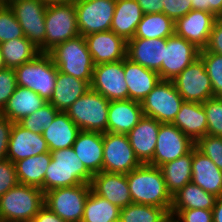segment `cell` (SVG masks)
<instances>
[{"label":"cell","instance_id":"f1b7e54d","mask_svg":"<svg viewBox=\"0 0 222 222\" xmlns=\"http://www.w3.org/2000/svg\"><path fill=\"white\" fill-rule=\"evenodd\" d=\"M81 130L66 112L60 111L47 129L42 131L49 151L70 148Z\"/></svg>","mask_w":222,"mask_h":222},{"label":"cell","instance_id":"5b68a950","mask_svg":"<svg viewBox=\"0 0 222 222\" xmlns=\"http://www.w3.org/2000/svg\"><path fill=\"white\" fill-rule=\"evenodd\" d=\"M14 71L18 86L34 91L47 102L50 100L56 86L58 68L48 53L38 54Z\"/></svg>","mask_w":222,"mask_h":222},{"label":"cell","instance_id":"83f0119b","mask_svg":"<svg viewBox=\"0 0 222 222\" xmlns=\"http://www.w3.org/2000/svg\"><path fill=\"white\" fill-rule=\"evenodd\" d=\"M46 103L47 101L34 91L17 85L0 114L13 123H18Z\"/></svg>","mask_w":222,"mask_h":222},{"label":"cell","instance_id":"4dcf8cb0","mask_svg":"<svg viewBox=\"0 0 222 222\" xmlns=\"http://www.w3.org/2000/svg\"><path fill=\"white\" fill-rule=\"evenodd\" d=\"M143 12L136 0H116L111 29L126 41L134 37Z\"/></svg>","mask_w":222,"mask_h":222},{"label":"cell","instance_id":"11a10c76","mask_svg":"<svg viewBox=\"0 0 222 222\" xmlns=\"http://www.w3.org/2000/svg\"><path fill=\"white\" fill-rule=\"evenodd\" d=\"M192 10L208 12V0H191Z\"/></svg>","mask_w":222,"mask_h":222},{"label":"cell","instance_id":"cb8c5ba5","mask_svg":"<svg viewBox=\"0 0 222 222\" xmlns=\"http://www.w3.org/2000/svg\"><path fill=\"white\" fill-rule=\"evenodd\" d=\"M143 116L141 102L130 99L110 101L107 132L127 135Z\"/></svg>","mask_w":222,"mask_h":222},{"label":"cell","instance_id":"680465c9","mask_svg":"<svg viewBox=\"0 0 222 222\" xmlns=\"http://www.w3.org/2000/svg\"><path fill=\"white\" fill-rule=\"evenodd\" d=\"M163 222H179L174 216L169 215Z\"/></svg>","mask_w":222,"mask_h":222},{"label":"cell","instance_id":"74e56055","mask_svg":"<svg viewBox=\"0 0 222 222\" xmlns=\"http://www.w3.org/2000/svg\"><path fill=\"white\" fill-rule=\"evenodd\" d=\"M170 213L153 205L130 204L120 210L121 222H163Z\"/></svg>","mask_w":222,"mask_h":222},{"label":"cell","instance_id":"7dc6e473","mask_svg":"<svg viewBox=\"0 0 222 222\" xmlns=\"http://www.w3.org/2000/svg\"><path fill=\"white\" fill-rule=\"evenodd\" d=\"M175 218L179 222H213V212L207 209H183Z\"/></svg>","mask_w":222,"mask_h":222},{"label":"cell","instance_id":"44dd1931","mask_svg":"<svg viewBox=\"0 0 222 222\" xmlns=\"http://www.w3.org/2000/svg\"><path fill=\"white\" fill-rule=\"evenodd\" d=\"M167 39L132 38L127 41V58L132 62L158 72L161 78V65L164 60Z\"/></svg>","mask_w":222,"mask_h":222},{"label":"cell","instance_id":"d6a6232c","mask_svg":"<svg viewBox=\"0 0 222 222\" xmlns=\"http://www.w3.org/2000/svg\"><path fill=\"white\" fill-rule=\"evenodd\" d=\"M51 160L49 151L17 161L15 168L18 183L38 187L44 192V176Z\"/></svg>","mask_w":222,"mask_h":222},{"label":"cell","instance_id":"30bf717a","mask_svg":"<svg viewBox=\"0 0 222 222\" xmlns=\"http://www.w3.org/2000/svg\"><path fill=\"white\" fill-rule=\"evenodd\" d=\"M184 100L172 81L161 80L141 102L143 114L160 123H173Z\"/></svg>","mask_w":222,"mask_h":222},{"label":"cell","instance_id":"7bdbcfd3","mask_svg":"<svg viewBox=\"0 0 222 222\" xmlns=\"http://www.w3.org/2000/svg\"><path fill=\"white\" fill-rule=\"evenodd\" d=\"M194 147L209 157L222 171V137L206 134L195 142Z\"/></svg>","mask_w":222,"mask_h":222},{"label":"cell","instance_id":"9c48e42d","mask_svg":"<svg viewBox=\"0 0 222 222\" xmlns=\"http://www.w3.org/2000/svg\"><path fill=\"white\" fill-rule=\"evenodd\" d=\"M45 25V53L56 45L80 35L74 3L47 5Z\"/></svg>","mask_w":222,"mask_h":222},{"label":"cell","instance_id":"603a6c76","mask_svg":"<svg viewBox=\"0 0 222 222\" xmlns=\"http://www.w3.org/2000/svg\"><path fill=\"white\" fill-rule=\"evenodd\" d=\"M123 69L130 100L142 102L161 81L158 72L134 63L127 57L123 59Z\"/></svg>","mask_w":222,"mask_h":222},{"label":"cell","instance_id":"2e32d148","mask_svg":"<svg viewBox=\"0 0 222 222\" xmlns=\"http://www.w3.org/2000/svg\"><path fill=\"white\" fill-rule=\"evenodd\" d=\"M199 53V48L175 33L168 37L161 65V80L172 81L199 57Z\"/></svg>","mask_w":222,"mask_h":222},{"label":"cell","instance_id":"6f0895ef","mask_svg":"<svg viewBox=\"0 0 222 222\" xmlns=\"http://www.w3.org/2000/svg\"><path fill=\"white\" fill-rule=\"evenodd\" d=\"M3 69H6V65L4 63V59H3V56H2V51H1V48H0V70H3Z\"/></svg>","mask_w":222,"mask_h":222},{"label":"cell","instance_id":"7c38bea8","mask_svg":"<svg viewBox=\"0 0 222 222\" xmlns=\"http://www.w3.org/2000/svg\"><path fill=\"white\" fill-rule=\"evenodd\" d=\"M140 165L126 134L103 133L102 171L127 174Z\"/></svg>","mask_w":222,"mask_h":222},{"label":"cell","instance_id":"3957f363","mask_svg":"<svg viewBox=\"0 0 222 222\" xmlns=\"http://www.w3.org/2000/svg\"><path fill=\"white\" fill-rule=\"evenodd\" d=\"M48 54L59 72L91 83L94 63L84 36L78 35L60 43Z\"/></svg>","mask_w":222,"mask_h":222},{"label":"cell","instance_id":"f35d334b","mask_svg":"<svg viewBox=\"0 0 222 222\" xmlns=\"http://www.w3.org/2000/svg\"><path fill=\"white\" fill-rule=\"evenodd\" d=\"M59 112L50 102H47L40 109L24 117L18 123L34 133H42L43 130L51 125Z\"/></svg>","mask_w":222,"mask_h":222},{"label":"cell","instance_id":"484cf974","mask_svg":"<svg viewBox=\"0 0 222 222\" xmlns=\"http://www.w3.org/2000/svg\"><path fill=\"white\" fill-rule=\"evenodd\" d=\"M72 148L92 175L102 171L103 133L81 130Z\"/></svg>","mask_w":222,"mask_h":222},{"label":"cell","instance_id":"8fae6325","mask_svg":"<svg viewBox=\"0 0 222 222\" xmlns=\"http://www.w3.org/2000/svg\"><path fill=\"white\" fill-rule=\"evenodd\" d=\"M74 5L80 35L111 29L116 0H77Z\"/></svg>","mask_w":222,"mask_h":222},{"label":"cell","instance_id":"4fadbf2b","mask_svg":"<svg viewBox=\"0 0 222 222\" xmlns=\"http://www.w3.org/2000/svg\"><path fill=\"white\" fill-rule=\"evenodd\" d=\"M184 101L203 103L213 96L205 64L200 57L172 80Z\"/></svg>","mask_w":222,"mask_h":222},{"label":"cell","instance_id":"681fc988","mask_svg":"<svg viewBox=\"0 0 222 222\" xmlns=\"http://www.w3.org/2000/svg\"><path fill=\"white\" fill-rule=\"evenodd\" d=\"M13 122L0 114V161L7 159L8 142Z\"/></svg>","mask_w":222,"mask_h":222},{"label":"cell","instance_id":"ba28073f","mask_svg":"<svg viewBox=\"0 0 222 222\" xmlns=\"http://www.w3.org/2000/svg\"><path fill=\"white\" fill-rule=\"evenodd\" d=\"M90 184L60 187L44 193V205L66 222H81Z\"/></svg>","mask_w":222,"mask_h":222},{"label":"cell","instance_id":"f546056e","mask_svg":"<svg viewBox=\"0 0 222 222\" xmlns=\"http://www.w3.org/2000/svg\"><path fill=\"white\" fill-rule=\"evenodd\" d=\"M89 90L90 84L87 81L58 71L56 86L48 102L58 111L65 112L79 97Z\"/></svg>","mask_w":222,"mask_h":222},{"label":"cell","instance_id":"9a60e30c","mask_svg":"<svg viewBox=\"0 0 222 222\" xmlns=\"http://www.w3.org/2000/svg\"><path fill=\"white\" fill-rule=\"evenodd\" d=\"M90 89L102 94L109 101L127 100L123 60L94 65Z\"/></svg>","mask_w":222,"mask_h":222},{"label":"cell","instance_id":"f5cc1de1","mask_svg":"<svg viewBox=\"0 0 222 222\" xmlns=\"http://www.w3.org/2000/svg\"><path fill=\"white\" fill-rule=\"evenodd\" d=\"M208 12L222 18V0H208Z\"/></svg>","mask_w":222,"mask_h":222},{"label":"cell","instance_id":"52a82bcc","mask_svg":"<svg viewBox=\"0 0 222 222\" xmlns=\"http://www.w3.org/2000/svg\"><path fill=\"white\" fill-rule=\"evenodd\" d=\"M22 27L24 36L45 53V14L47 5L40 0H6Z\"/></svg>","mask_w":222,"mask_h":222},{"label":"cell","instance_id":"ac0fdd59","mask_svg":"<svg viewBox=\"0 0 222 222\" xmlns=\"http://www.w3.org/2000/svg\"><path fill=\"white\" fill-rule=\"evenodd\" d=\"M217 19L212 13L191 10L175 21V34L203 50Z\"/></svg>","mask_w":222,"mask_h":222},{"label":"cell","instance_id":"f6af8a7d","mask_svg":"<svg viewBox=\"0 0 222 222\" xmlns=\"http://www.w3.org/2000/svg\"><path fill=\"white\" fill-rule=\"evenodd\" d=\"M17 184L15 164L8 159L0 161V197Z\"/></svg>","mask_w":222,"mask_h":222},{"label":"cell","instance_id":"e575fe53","mask_svg":"<svg viewBox=\"0 0 222 222\" xmlns=\"http://www.w3.org/2000/svg\"><path fill=\"white\" fill-rule=\"evenodd\" d=\"M175 33V22L164 13L143 14L133 38L167 39Z\"/></svg>","mask_w":222,"mask_h":222},{"label":"cell","instance_id":"1f68e13d","mask_svg":"<svg viewBox=\"0 0 222 222\" xmlns=\"http://www.w3.org/2000/svg\"><path fill=\"white\" fill-rule=\"evenodd\" d=\"M216 198L215 195L190 182L172 195L170 215L175 217L183 209L212 210Z\"/></svg>","mask_w":222,"mask_h":222},{"label":"cell","instance_id":"60d3db41","mask_svg":"<svg viewBox=\"0 0 222 222\" xmlns=\"http://www.w3.org/2000/svg\"><path fill=\"white\" fill-rule=\"evenodd\" d=\"M199 57L205 64L211 81L213 96L222 97V55L212 52H200Z\"/></svg>","mask_w":222,"mask_h":222},{"label":"cell","instance_id":"91938a15","mask_svg":"<svg viewBox=\"0 0 222 222\" xmlns=\"http://www.w3.org/2000/svg\"><path fill=\"white\" fill-rule=\"evenodd\" d=\"M112 222H121V221H120V219H117V220H115V221H112Z\"/></svg>","mask_w":222,"mask_h":222},{"label":"cell","instance_id":"d6986e66","mask_svg":"<svg viewBox=\"0 0 222 222\" xmlns=\"http://www.w3.org/2000/svg\"><path fill=\"white\" fill-rule=\"evenodd\" d=\"M49 152L42 133H34L19 123H13L7 150V159L14 164L25 158Z\"/></svg>","mask_w":222,"mask_h":222},{"label":"cell","instance_id":"e0dca14e","mask_svg":"<svg viewBox=\"0 0 222 222\" xmlns=\"http://www.w3.org/2000/svg\"><path fill=\"white\" fill-rule=\"evenodd\" d=\"M84 37L94 65L117 62L127 57V41L112 30Z\"/></svg>","mask_w":222,"mask_h":222},{"label":"cell","instance_id":"d4e9b609","mask_svg":"<svg viewBox=\"0 0 222 222\" xmlns=\"http://www.w3.org/2000/svg\"><path fill=\"white\" fill-rule=\"evenodd\" d=\"M192 183L219 197L222 195V171L207 156L192 149Z\"/></svg>","mask_w":222,"mask_h":222},{"label":"cell","instance_id":"bcb514c9","mask_svg":"<svg viewBox=\"0 0 222 222\" xmlns=\"http://www.w3.org/2000/svg\"><path fill=\"white\" fill-rule=\"evenodd\" d=\"M192 10L191 0H165L163 12L174 22Z\"/></svg>","mask_w":222,"mask_h":222},{"label":"cell","instance_id":"7402d4cb","mask_svg":"<svg viewBox=\"0 0 222 222\" xmlns=\"http://www.w3.org/2000/svg\"><path fill=\"white\" fill-rule=\"evenodd\" d=\"M160 122L144 115L127 134L136 158L141 164H149L154 156Z\"/></svg>","mask_w":222,"mask_h":222},{"label":"cell","instance_id":"836d02e7","mask_svg":"<svg viewBox=\"0 0 222 222\" xmlns=\"http://www.w3.org/2000/svg\"><path fill=\"white\" fill-rule=\"evenodd\" d=\"M192 150L178 159L166 162L159 169L165 180L167 191L175 194L192 181Z\"/></svg>","mask_w":222,"mask_h":222},{"label":"cell","instance_id":"b9f144b4","mask_svg":"<svg viewBox=\"0 0 222 222\" xmlns=\"http://www.w3.org/2000/svg\"><path fill=\"white\" fill-rule=\"evenodd\" d=\"M207 118V134L222 137V97H212L202 103Z\"/></svg>","mask_w":222,"mask_h":222},{"label":"cell","instance_id":"f907efd6","mask_svg":"<svg viewBox=\"0 0 222 222\" xmlns=\"http://www.w3.org/2000/svg\"><path fill=\"white\" fill-rule=\"evenodd\" d=\"M143 14L162 13L165 0H136Z\"/></svg>","mask_w":222,"mask_h":222},{"label":"cell","instance_id":"816d5d0a","mask_svg":"<svg viewBox=\"0 0 222 222\" xmlns=\"http://www.w3.org/2000/svg\"><path fill=\"white\" fill-rule=\"evenodd\" d=\"M34 222H66L45 205L33 218Z\"/></svg>","mask_w":222,"mask_h":222},{"label":"cell","instance_id":"d590c367","mask_svg":"<svg viewBox=\"0 0 222 222\" xmlns=\"http://www.w3.org/2000/svg\"><path fill=\"white\" fill-rule=\"evenodd\" d=\"M6 68L15 69L32 61L40 51L26 38H16L0 44Z\"/></svg>","mask_w":222,"mask_h":222},{"label":"cell","instance_id":"8992f818","mask_svg":"<svg viewBox=\"0 0 222 222\" xmlns=\"http://www.w3.org/2000/svg\"><path fill=\"white\" fill-rule=\"evenodd\" d=\"M109 104L102 94L90 89L65 112L80 130L106 133Z\"/></svg>","mask_w":222,"mask_h":222},{"label":"cell","instance_id":"c3c4849f","mask_svg":"<svg viewBox=\"0 0 222 222\" xmlns=\"http://www.w3.org/2000/svg\"><path fill=\"white\" fill-rule=\"evenodd\" d=\"M200 52H212L222 55V18H218L215 21L207 45Z\"/></svg>","mask_w":222,"mask_h":222},{"label":"cell","instance_id":"9f6ffc18","mask_svg":"<svg viewBox=\"0 0 222 222\" xmlns=\"http://www.w3.org/2000/svg\"><path fill=\"white\" fill-rule=\"evenodd\" d=\"M40 1L46 5H51V4L75 3L77 0H40Z\"/></svg>","mask_w":222,"mask_h":222},{"label":"cell","instance_id":"ab89813d","mask_svg":"<svg viewBox=\"0 0 222 222\" xmlns=\"http://www.w3.org/2000/svg\"><path fill=\"white\" fill-rule=\"evenodd\" d=\"M25 37L22 27L12 9L5 1L0 2V44L16 38Z\"/></svg>","mask_w":222,"mask_h":222},{"label":"cell","instance_id":"8d00e7d4","mask_svg":"<svg viewBox=\"0 0 222 222\" xmlns=\"http://www.w3.org/2000/svg\"><path fill=\"white\" fill-rule=\"evenodd\" d=\"M120 208L90 191L81 222H112L120 217Z\"/></svg>","mask_w":222,"mask_h":222},{"label":"cell","instance_id":"7a4b0ae2","mask_svg":"<svg viewBox=\"0 0 222 222\" xmlns=\"http://www.w3.org/2000/svg\"><path fill=\"white\" fill-rule=\"evenodd\" d=\"M51 155L52 160L44 176V193L60 187L90 184L93 175L72 147L51 151Z\"/></svg>","mask_w":222,"mask_h":222},{"label":"cell","instance_id":"ffe728a7","mask_svg":"<svg viewBox=\"0 0 222 222\" xmlns=\"http://www.w3.org/2000/svg\"><path fill=\"white\" fill-rule=\"evenodd\" d=\"M90 187L93 193L107 199L120 209L133 203L126 174L101 171L93 175Z\"/></svg>","mask_w":222,"mask_h":222},{"label":"cell","instance_id":"5bb4252c","mask_svg":"<svg viewBox=\"0 0 222 222\" xmlns=\"http://www.w3.org/2000/svg\"><path fill=\"white\" fill-rule=\"evenodd\" d=\"M195 143L172 123H161L154 156L149 165L160 167L188 154Z\"/></svg>","mask_w":222,"mask_h":222},{"label":"cell","instance_id":"6da1fadb","mask_svg":"<svg viewBox=\"0 0 222 222\" xmlns=\"http://www.w3.org/2000/svg\"><path fill=\"white\" fill-rule=\"evenodd\" d=\"M126 176L134 204L153 205L165 208L170 213L172 196L167 191L159 167L141 164Z\"/></svg>","mask_w":222,"mask_h":222},{"label":"cell","instance_id":"ee69618b","mask_svg":"<svg viewBox=\"0 0 222 222\" xmlns=\"http://www.w3.org/2000/svg\"><path fill=\"white\" fill-rule=\"evenodd\" d=\"M16 87L17 82L14 69L6 68L0 70V112L6 106Z\"/></svg>","mask_w":222,"mask_h":222},{"label":"cell","instance_id":"277c9868","mask_svg":"<svg viewBox=\"0 0 222 222\" xmlns=\"http://www.w3.org/2000/svg\"><path fill=\"white\" fill-rule=\"evenodd\" d=\"M44 203L40 188L18 183L0 197V222L32 221Z\"/></svg>","mask_w":222,"mask_h":222},{"label":"cell","instance_id":"db71d44e","mask_svg":"<svg viewBox=\"0 0 222 222\" xmlns=\"http://www.w3.org/2000/svg\"><path fill=\"white\" fill-rule=\"evenodd\" d=\"M212 212L213 222H222V195L216 198Z\"/></svg>","mask_w":222,"mask_h":222},{"label":"cell","instance_id":"4316f807","mask_svg":"<svg viewBox=\"0 0 222 222\" xmlns=\"http://www.w3.org/2000/svg\"><path fill=\"white\" fill-rule=\"evenodd\" d=\"M172 124L195 143L207 134V118L202 103L184 101Z\"/></svg>","mask_w":222,"mask_h":222}]
</instances>
